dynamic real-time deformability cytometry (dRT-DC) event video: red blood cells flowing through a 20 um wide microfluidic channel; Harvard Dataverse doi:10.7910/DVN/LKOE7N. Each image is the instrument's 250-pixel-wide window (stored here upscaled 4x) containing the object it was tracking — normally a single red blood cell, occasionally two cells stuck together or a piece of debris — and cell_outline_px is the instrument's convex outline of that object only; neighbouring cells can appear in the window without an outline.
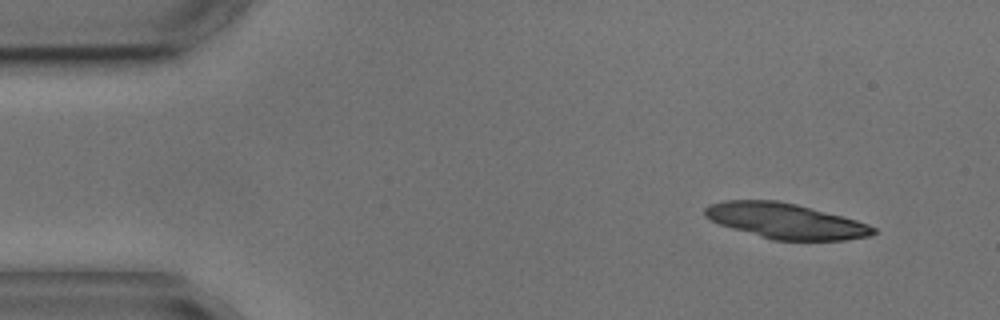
{"species": "common noctule bat (a hibernating species)", "species_latin": "Nyctalus noctula", "temperature_condition": "cold", "stored_images_in_passage": 3, "camera_frame_rate_fps": 3000, "um_per_image_px": 0.085, "animal": {"sex": "male", "body_mass_g": 17.9, "forearm_length_mm": 54.2}, "frame": {"image": 1, "passage_image": 1, "time_ms": 0.0, "image_size_px": [1000, 320], "cell_outline_px": [[880, 232], [872, 236], [844, 240], [772, 240], [732, 228], [708, 220], [704, 216], [704, 208], [708, 204], [724, 200], [776, 200], [796, 204], [856, 220], [868, 224], [876, 228]], "centroid_in_image_um": [66.77, 18.78], "position_along_channel_um": 18.2, "area_um2": 34.8}}